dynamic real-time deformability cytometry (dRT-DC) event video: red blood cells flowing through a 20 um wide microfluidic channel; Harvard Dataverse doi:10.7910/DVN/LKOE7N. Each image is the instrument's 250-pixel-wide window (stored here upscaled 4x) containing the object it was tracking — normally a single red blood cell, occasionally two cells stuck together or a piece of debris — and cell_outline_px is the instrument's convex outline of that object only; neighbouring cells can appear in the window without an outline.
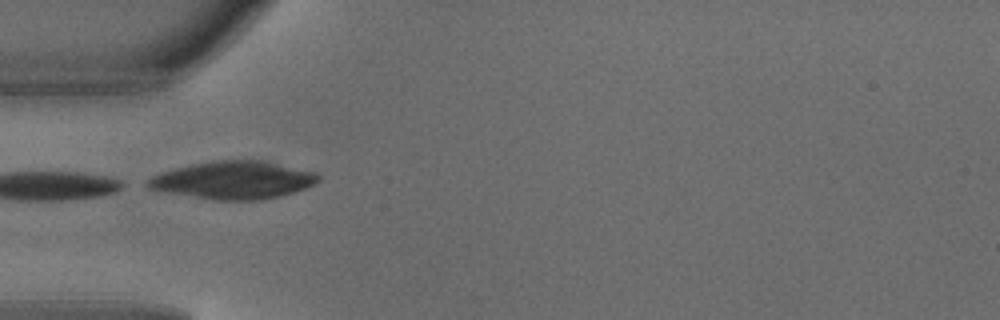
{"species": "common noctule bat (a hibernating species)", "species_latin": "Nyctalus noctula", "temperature_condition": "warm", "stored_images_in_passage": 5, "camera_frame_rate_fps": 3000, "um_per_image_px": 0.085, "animal": {"sex": "male", "body_mass_g": 18.8}, "frame": {"image": 1, "passage_image": 5, "time_ms": 1.333, "image_size_px": [1000, 320], "cell_outline_px": [[320, 180], [316, 184], [280, 196], [260, 200], [212, 200], [148, 188], [140, 184], [144, 180], [160, 172], [192, 164], [212, 160], [264, 160], [316, 172], [320, 176]], "centroid_in_image_um": [19.82, 15.3], "position_along_channel_um": 65.2, "area_um2": 37.74}}